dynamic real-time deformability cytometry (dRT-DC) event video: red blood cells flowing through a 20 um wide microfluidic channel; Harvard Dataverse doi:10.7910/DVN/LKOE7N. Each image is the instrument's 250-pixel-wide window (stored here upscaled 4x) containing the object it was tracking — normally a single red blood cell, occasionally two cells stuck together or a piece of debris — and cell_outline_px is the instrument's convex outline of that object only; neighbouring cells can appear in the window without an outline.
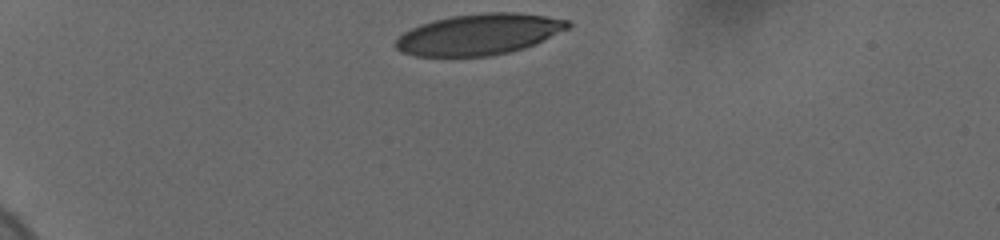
{"species": "human", "species_latin": "Homo sapiens", "temperature_condition": "cold", "stored_images_in_passage": 35, "camera_frame_rate_fps": 3000, "um_per_image_px": 0.085, "donor": {"sex": "female"}, "frame": {"image": 1, "passage_image": 1, "time_ms": 0.0, "image_size_px": [1000, 240], "cell_outline_px": [[572, 24], [568, 28], [536, 44], [524, 48], [492, 56], [416, 56], [400, 52], [392, 44], [404, 32], [420, 24], [432, 20], [452, 16], [484, 12], [520, 12], [568, 20]], "centroid_in_image_um": [40.7, 2.92], "position_along_channel_um": 44.3, "area_um2": 41.27}}
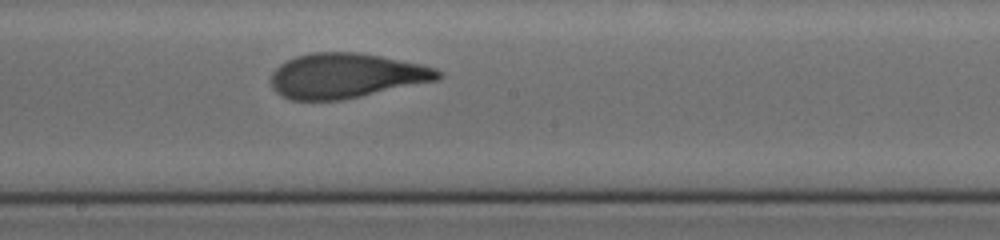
{"frame": {"image": 2, "passage_image": 20, "time_ms": 6.333, "image_size_px": [1000, 240], "cell_outline_px": [[444, 76], [440, 80], [340, 100], [292, 100], [280, 96], [272, 88], [272, 72], [280, 64], [296, 56], [312, 52], [356, 52], [380, 56], [420, 64], [436, 68], [444, 72]], "centroid_in_image_um": [29.44, 6.44], "position_along_channel_um": 218.8, "area_um2": 43.75}}
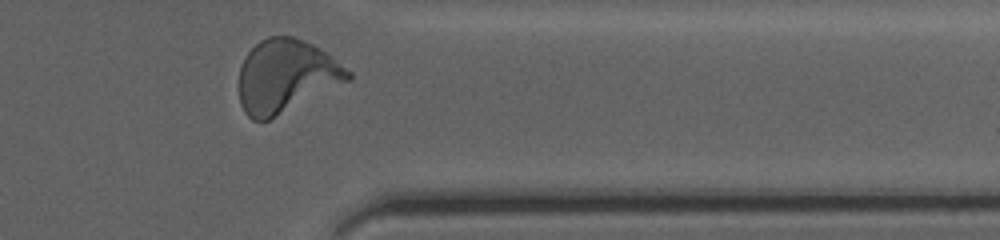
{"frame": {"image": 3, "passage_image": 34, "time_ms": 11.0, "image_size_px": [1000, 240], "cell_outline_px": [[352, 80], [268, 120], [252, 120], [244, 112], [240, 104], [240, 68], [244, 56], [260, 40], [268, 36], [292, 36], [304, 40], [320, 48], [352, 72]], "centroid_in_image_um": [24.33, 6.46], "position_along_channel_um": 387.1, "area_um2": 46.36}, "authors_computed_cell_mechanics": {"area_um2": 43.9858, "velocity_mm_per_s": 3.6589, "shape_relaxation_time_tau1_ms": 4.744, "shape_relaxation_time_tau2_ms": 1.0289, "deformation_change_tau1": 0.2158, "deformation_change_tau2": 0.0748}}